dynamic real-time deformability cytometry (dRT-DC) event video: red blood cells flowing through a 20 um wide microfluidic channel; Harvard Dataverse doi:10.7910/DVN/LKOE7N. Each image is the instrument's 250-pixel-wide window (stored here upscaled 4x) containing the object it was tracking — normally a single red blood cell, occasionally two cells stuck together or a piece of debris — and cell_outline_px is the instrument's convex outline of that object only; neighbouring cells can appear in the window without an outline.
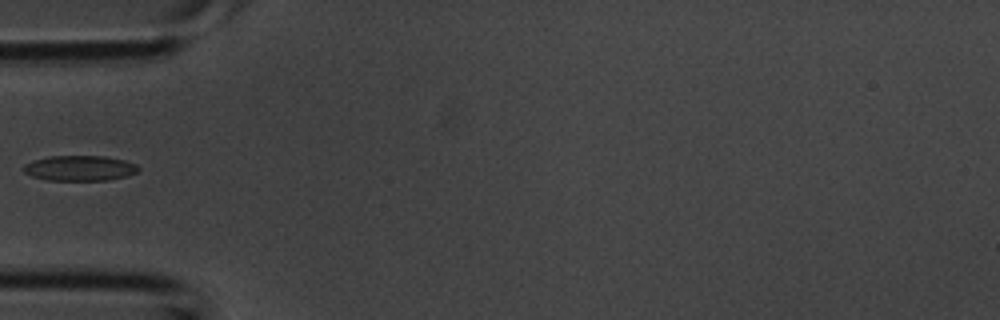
{"species": "common noctule bat (a hibernating species)", "species_latin": "Nyctalus noctula", "temperature_condition": "room temperature", "stored_images_in_passage": 3, "camera_frame_rate_fps": 3000, "um_per_image_px": 0.085, "animal": {"sex": "male", "body_mass_g": 20.1, "forearm_length_mm": 53.5}, "frame": {"image": 1, "passage_image": 3, "time_ms": 0.667, "image_size_px": [1000, 320], "cell_outline_px": [[140, 168], [136, 172], [128, 176], [108, 180], [44, 180], [32, 176], [24, 172], [20, 168], [24, 164], [32, 160], [48, 156], [104, 156], [124, 160], [136, 164]], "centroid_in_image_um": [6.73, 14.29], "position_along_channel_um": 78.3, "area_um2": 17.11}}